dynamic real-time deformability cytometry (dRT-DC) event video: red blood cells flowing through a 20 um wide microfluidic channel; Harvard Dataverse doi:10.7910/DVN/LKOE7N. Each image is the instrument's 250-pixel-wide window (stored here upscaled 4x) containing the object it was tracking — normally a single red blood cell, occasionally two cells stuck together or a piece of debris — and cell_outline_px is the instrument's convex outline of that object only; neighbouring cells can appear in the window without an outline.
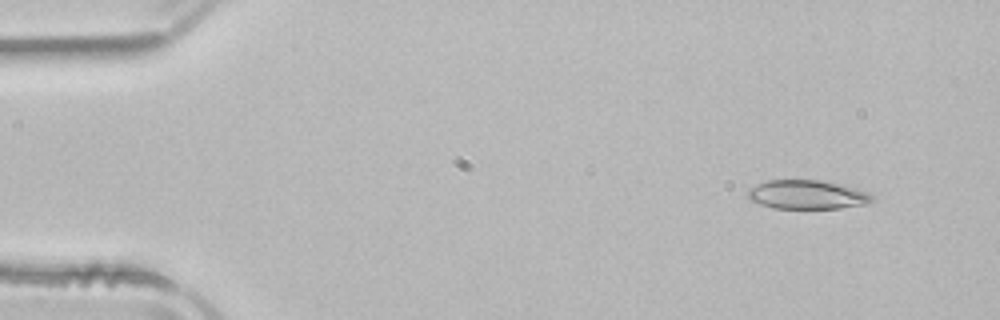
{"species": "common noctule bat (a hibernating species)", "species_latin": "Nyctalus noctula", "temperature_condition": "room temperature", "stored_images_in_passage": 51, "camera_frame_rate_fps": 3000, "um_per_image_px": 0.085, "animal": {"sex": "male", "body_mass_g": 21.5, "forearm_length_mm": 52.0}, "frame": {"image": 1, "passage_image": 4, "time_ms": 1.0, "image_size_px": [1000, 320], "cell_outline_px": [[876, 200], [868, 204], [840, 208], [772, 208], [760, 204], [752, 200], [748, 196], [748, 188], [756, 184], [768, 180], [820, 180], [840, 184], [856, 188], [868, 192], [876, 196]], "centroid_in_image_um": [68.67, 16.54], "position_along_channel_um": 16.3, "area_um2": 21.15}}
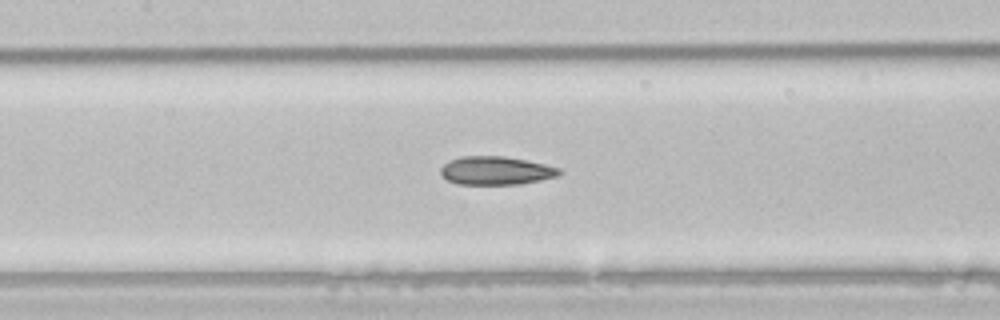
{"frame": {"image": 2, "passage_image": 23, "time_ms": 7.333, "image_size_px": [1000, 320], "cell_outline_px": [[564, 172], [556, 176], [540, 180], [520, 184], [456, 184], [448, 180], [440, 172], [440, 168], [448, 160], [460, 156], [504, 156], [544, 164], [560, 168]], "centroid_in_image_um": [42.14, 14.5], "position_along_channel_um": 165.3, "area_um2": 19.59}}
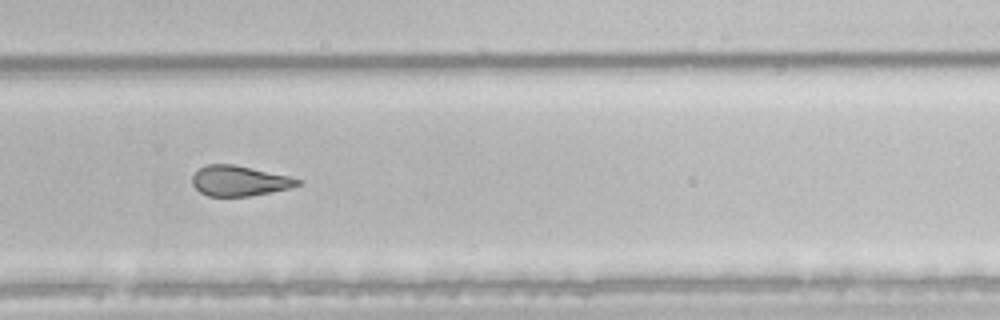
{"frame": {"image": 3, "passage_image": 34, "time_ms": 11.0, "image_size_px": [1000, 320], "cell_outline_px": [[304, 180], [300, 184], [288, 188], [248, 196], [208, 196], [200, 192], [192, 184], [192, 176], [200, 168], [208, 164], [232, 164], [288, 176]], "centroid_in_image_um": [20.32, 15.37], "position_along_channel_um": 309.5, "area_um2": 18.26}, "authors_computed_cell_mechanics": {"area_um2": 21.1548, "velocity_mm_per_s": 3.9495, "shape_relaxation_time_tau1_ms": null, "shape_relaxation_time_tau2_ms": 2.2448, "deformation_change_tau1": null, "deformation_change_tau2": 0.0929}}